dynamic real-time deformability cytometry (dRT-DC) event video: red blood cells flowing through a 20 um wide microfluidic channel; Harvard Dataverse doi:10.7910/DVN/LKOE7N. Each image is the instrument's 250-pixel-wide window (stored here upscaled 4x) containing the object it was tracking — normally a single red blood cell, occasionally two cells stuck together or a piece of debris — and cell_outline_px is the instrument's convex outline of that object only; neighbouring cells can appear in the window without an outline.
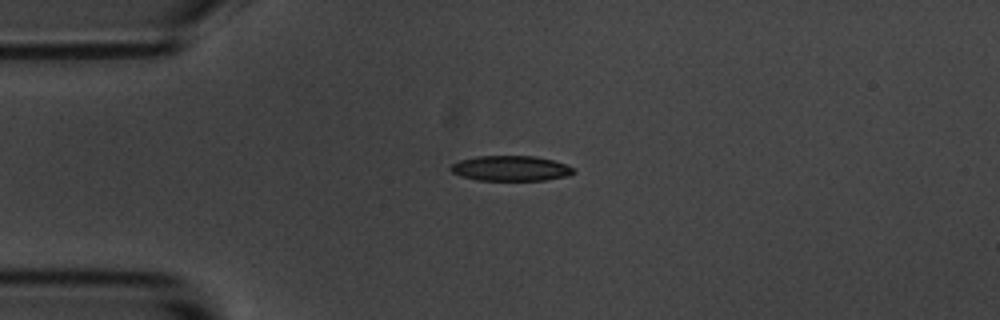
{"species": "common noctule bat (a hibernating species)", "species_latin": "Nyctalus noctula", "temperature_condition": "room temperature", "stored_images_in_passage": 12, "camera_frame_rate_fps": 3000, "um_per_image_px": 0.085, "animal": {"sex": "male", "body_mass_g": 20.1, "forearm_length_mm": 53.5}, "frame": {"image": 1, "passage_image": 1, "time_ms": 0.0, "image_size_px": [1000, 320], "cell_outline_px": [[576, 172], [568, 176], [544, 180], [476, 180], [460, 176], [452, 172], [448, 168], [452, 164], [460, 160], [476, 156], [536, 156], [552, 160], [564, 164], [572, 168]], "centroid_in_image_um": [43.37, 14.31], "position_along_channel_um": 41.6, "area_um2": 18.03}}
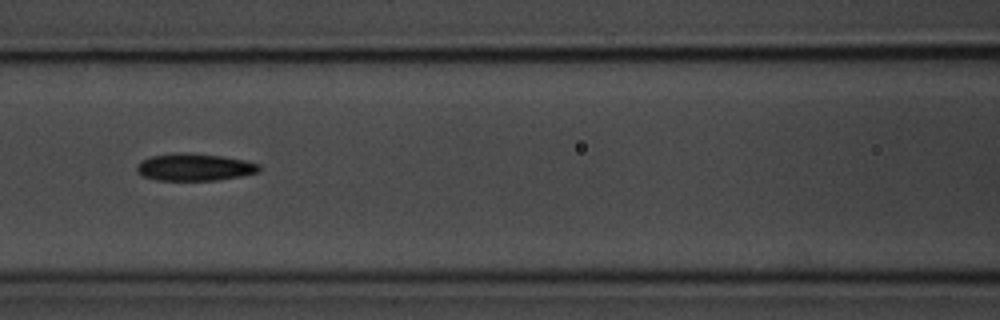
{"frame": {"image": 2, "passage_image": 4, "time_ms": 3.667, "image_size_px": [1000, 320], "cell_outline_px": [[260, 168], [256, 172], [240, 176], [216, 180], [156, 180], [144, 176], [136, 168], [140, 160], [152, 156], [180, 152], [184, 152], [224, 156], [244, 160], [260, 164]], "centroid_in_image_um": [16.53, 14.2], "position_along_channel_um": 150.1, "area_um2": 19.25}}
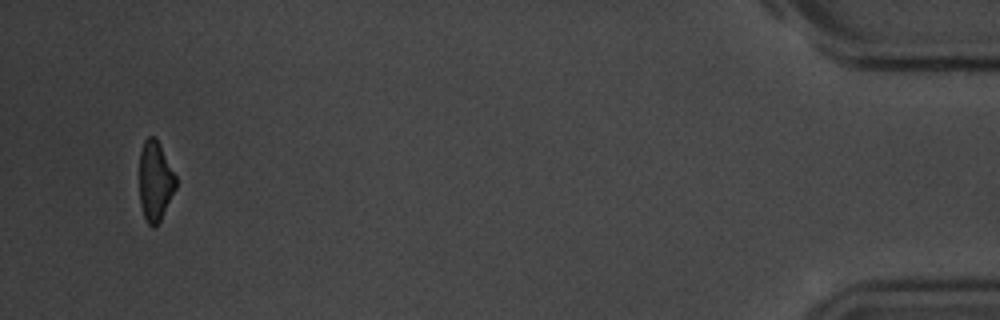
{"frame": {"image": 3, "passage_image": 12, "time_ms": 13.667, "image_size_px": [1000, 320], "cell_outline_px": [[176, 188], [156, 228], [152, 228], [148, 224], [144, 216], [140, 204], [140, 152], [144, 140], [148, 136], [152, 136], [160, 144], [176, 176]], "centroid_in_image_um": [13.19, 15.41], "position_along_channel_um": 422.0, "area_um2": 16.88}, "authors_computed_cell_mechanics": {"area_um2": 19.0162, "velocity_mm_per_s": 3.5269, "shape_relaxation_time_tau1_ms": 3.063, "shape_relaxation_time_tau2_ms": 7.3544, "deformation_change_tau1": 0.0987, "deformation_change_tau2": 0.1728}}